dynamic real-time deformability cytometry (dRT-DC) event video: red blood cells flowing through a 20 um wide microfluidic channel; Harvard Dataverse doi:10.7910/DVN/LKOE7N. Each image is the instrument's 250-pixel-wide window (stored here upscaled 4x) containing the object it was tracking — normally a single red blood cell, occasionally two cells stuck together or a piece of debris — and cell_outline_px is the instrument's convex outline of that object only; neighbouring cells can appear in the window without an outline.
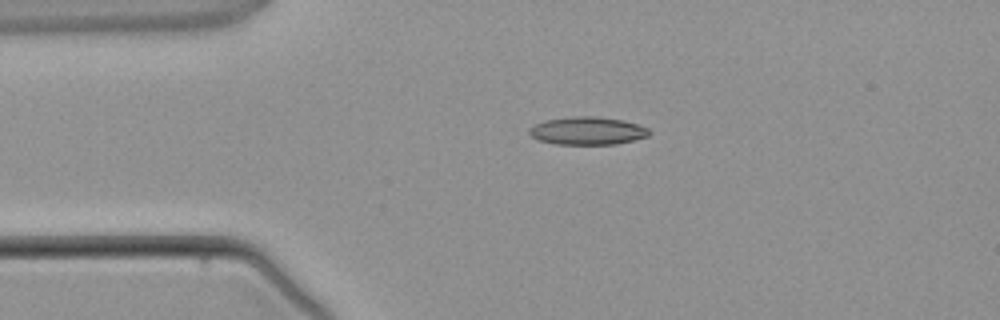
{"species": "common noctule bat (a hibernating species)", "species_latin": "Nyctalus noctula", "temperature_condition": "warm", "stored_images_in_passage": 1, "camera_frame_rate_fps": 3000, "um_per_image_px": 0.085, "animal": {"sex": "male", "body_mass_g": 21.5, "forearm_length_mm": 52.0}, "frame": {"image": 1, "passage_image": 1, "time_ms": 0.0, "image_size_px": [1000, 320], "cell_outline_px": [[652, 132], [648, 136], [616, 144], [556, 144], [536, 140], [528, 132], [528, 128], [544, 120], [572, 116], [596, 116], [624, 120], [648, 128]], "centroid_in_image_um": [49.91, 11.11], "position_along_channel_um": 35.1, "area_um2": 19.59}}